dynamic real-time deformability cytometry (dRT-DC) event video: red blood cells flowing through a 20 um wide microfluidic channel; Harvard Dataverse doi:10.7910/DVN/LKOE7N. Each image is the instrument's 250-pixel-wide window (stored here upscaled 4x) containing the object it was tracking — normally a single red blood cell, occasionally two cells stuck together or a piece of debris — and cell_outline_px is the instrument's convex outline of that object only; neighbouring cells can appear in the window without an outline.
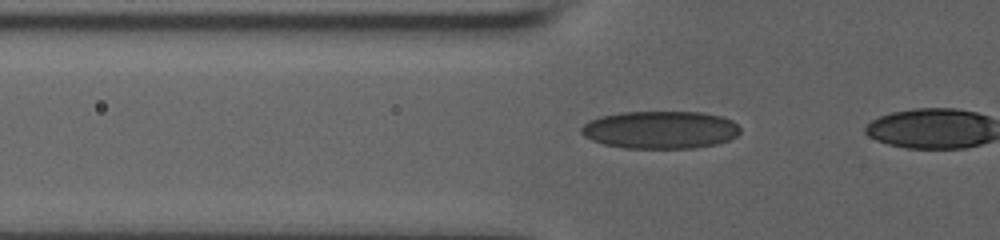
{"species": "human", "species_latin": "Homo sapiens", "temperature_condition": "room temperature", "stored_images_in_passage": 7, "camera_frame_rate_fps": 3000, "um_per_image_px": 0.085, "donor": {"sex": "male"}, "frame": {"image": 1, "passage_image": 5, "time_ms": 1.0, "image_size_px": [1000, 240], "cell_outline_px": [[740, 132], [736, 136], [728, 140], [716, 144], [696, 148], [624, 148], [604, 144], [592, 140], [584, 136], [580, 132], [580, 128], [588, 120], [600, 116], [620, 112], [700, 112], [720, 116], [732, 120], [740, 128]], "centroid_in_image_um": [56.1, 11.03], "position_along_channel_um": 69.7, "area_um2": 35.03}}